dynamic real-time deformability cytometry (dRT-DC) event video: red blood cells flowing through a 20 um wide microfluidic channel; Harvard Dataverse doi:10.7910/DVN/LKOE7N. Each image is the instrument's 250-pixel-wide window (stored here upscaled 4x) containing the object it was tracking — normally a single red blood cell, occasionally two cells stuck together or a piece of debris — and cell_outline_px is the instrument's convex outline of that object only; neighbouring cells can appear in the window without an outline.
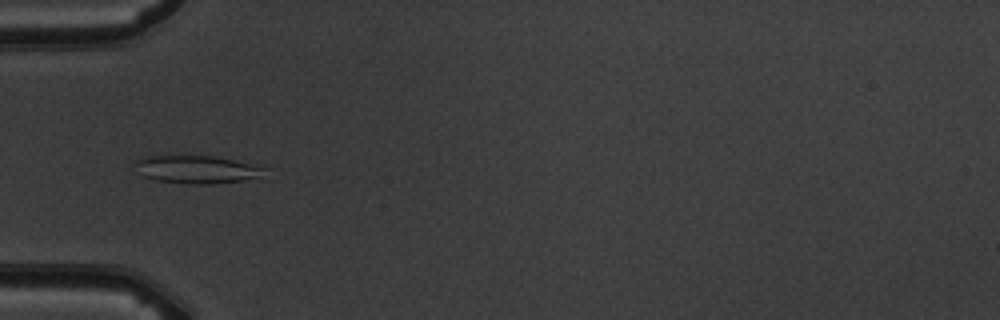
{"species": "common noctule bat (a hibernating species)", "species_latin": "Nyctalus noctula", "temperature_condition": "warm", "stored_images_in_passage": 5, "camera_frame_rate_fps": 3000, "um_per_image_px": 0.085, "animal": {"sex": "male", "body_mass_g": 19.5, "forearm_length_mm": 54.6}, "frame": {"image": 1, "passage_image": 5, "time_ms": 5.333, "image_size_px": [1000, 320], "cell_outline_px": [[264, 168], [260, 176], [240, 180], [212, 184], [188, 184], [156, 180], [144, 176], [132, 160], [144, 156], [212, 156], [232, 160]], "centroid_in_image_um": [16.61, 14.4], "position_along_channel_um": 68.4, "area_um2": 20.4}}